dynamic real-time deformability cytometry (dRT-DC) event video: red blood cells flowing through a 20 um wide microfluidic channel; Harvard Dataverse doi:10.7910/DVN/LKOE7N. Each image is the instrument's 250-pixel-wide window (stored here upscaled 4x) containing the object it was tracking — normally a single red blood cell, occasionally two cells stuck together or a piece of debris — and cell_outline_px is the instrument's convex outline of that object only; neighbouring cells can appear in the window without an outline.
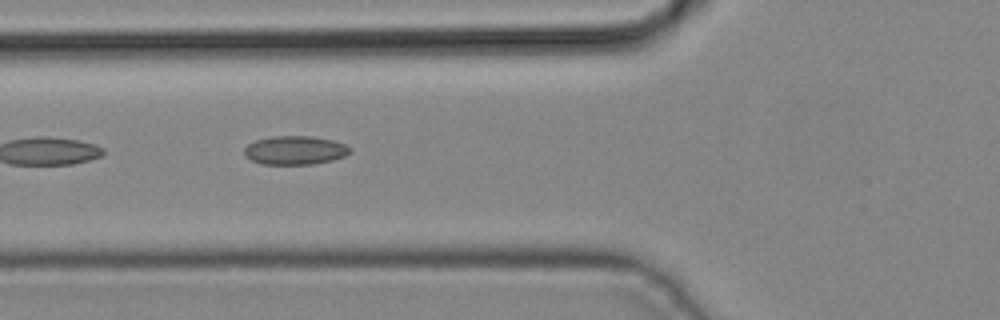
{"species": "common noctule bat (a hibernating species)", "species_latin": "Nyctalus noctula", "temperature_condition": "cold", "stored_images_in_passage": 18, "camera_frame_rate_fps": 3000, "um_per_image_px": 0.085, "animal": {"sex": "male", "body_mass_g": 19.2, "forearm_length_mm": 51.8}, "frame": {"image": 1, "passage_image": 16, "time_ms": 5.0, "image_size_px": [1000, 320], "cell_outline_px": [[352, 152], [344, 156], [332, 160], [316, 164], [260, 164], [244, 156], [244, 148], [248, 144], [256, 140], [272, 136], [312, 136], [332, 140], [344, 144], [352, 148]], "centroid_in_image_um": [25.08, 12.77], "position_along_channel_um": 100.7, "area_um2": 17.8}}